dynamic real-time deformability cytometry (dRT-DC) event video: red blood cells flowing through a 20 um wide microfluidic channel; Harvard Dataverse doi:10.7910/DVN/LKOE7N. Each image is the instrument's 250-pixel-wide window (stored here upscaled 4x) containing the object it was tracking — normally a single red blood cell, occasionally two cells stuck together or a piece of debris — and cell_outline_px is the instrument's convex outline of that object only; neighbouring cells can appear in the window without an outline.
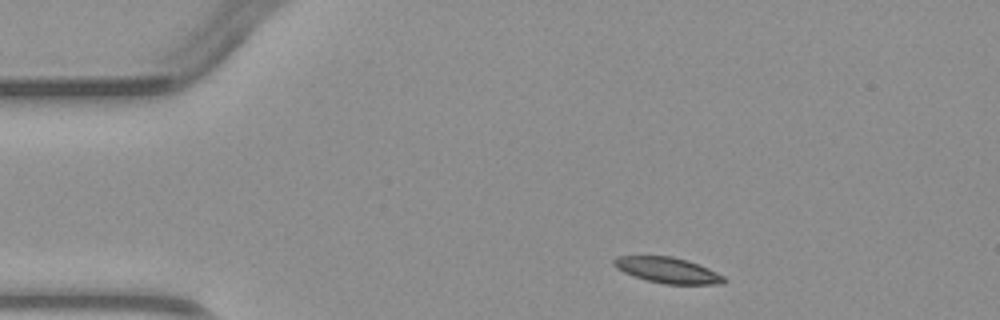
{"species": "common noctule bat (a hibernating species)", "species_latin": "Nyctalus noctula", "temperature_condition": "warm", "stored_images_in_passage": 3, "camera_frame_rate_fps": 3000, "um_per_image_px": 0.085, "animal": {"sex": "male", "body_mass_g": 23.1, "forearm_length_mm": 52.7}, "frame": {"image": 1, "passage_image": 1, "time_ms": 0.0, "image_size_px": [1000, 320], "cell_outline_px": [[728, 280], [724, 284], [664, 284], [648, 280], [624, 272], [616, 268], [612, 264], [612, 260], [616, 256], [672, 256], [688, 260], [708, 268], [724, 276]], "centroid_in_image_um": [56.77, 22.96], "position_along_channel_um": 28.2, "area_um2": 16.53}}
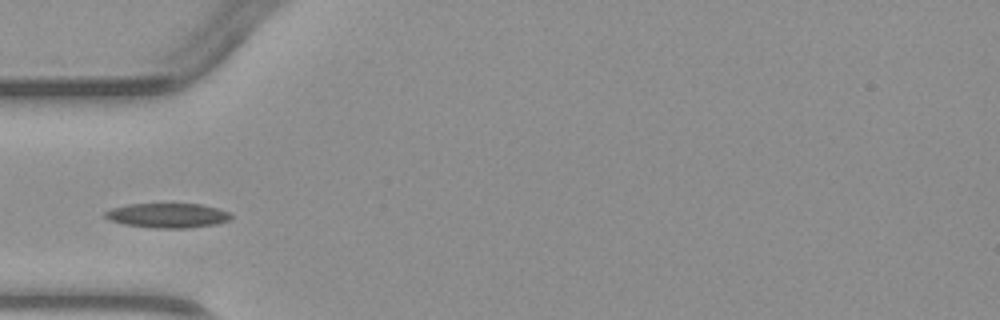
{"frame": {"image": 2, "passage_image": 3, "time_ms": 2.333, "image_size_px": [1000, 320], "cell_outline_px": [[232, 216], [228, 220], [216, 224], [188, 228], [152, 228], [124, 224], [108, 220], [104, 216], [104, 212], [112, 208], [128, 204], [200, 204], [216, 208], [228, 212]], "centroid_in_image_um": [14.2, 18.32], "position_along_channel_um": 70.8, "area_um2": 17.98}}